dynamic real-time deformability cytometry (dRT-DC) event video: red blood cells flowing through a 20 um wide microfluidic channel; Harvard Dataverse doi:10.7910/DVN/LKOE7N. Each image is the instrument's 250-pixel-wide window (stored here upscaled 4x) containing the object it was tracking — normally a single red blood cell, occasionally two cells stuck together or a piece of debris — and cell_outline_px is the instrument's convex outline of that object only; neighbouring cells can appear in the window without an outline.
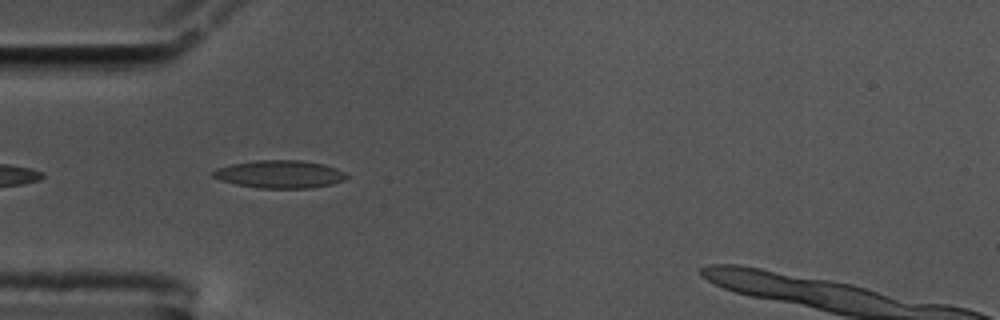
{"species": "common noctule bat (a hibernating species)", "species_latin": "Nyctalus noctula", "temperature_condition": "cold", "stored_images_in_passage": 5, "camera_frame_rate_fps": 3000, "um_per_image_px": 0.085, "animal": {"sex": "male", "body_mass_g": 17.5, "forearm_length_mm": 52.3}, "frame": {"image": 1, "passage_image": 3, "time_ms": 0.667, "image_size_px": [1000, 320], "cell_outline_px": [[348, 176], [344, 180], [332, 184], [312, 188], [260, 188], [236, 184], [220, 180], [212, 176], [212, 172], [216, 168], [232, 164], [256, 160], [300, 160], [324, 164], [336, 168], [344, 172]], "centroid_in_image_um": [23.78, 14.8], "position_along_channel_um": 61.2, "area_um2": 21.62}}